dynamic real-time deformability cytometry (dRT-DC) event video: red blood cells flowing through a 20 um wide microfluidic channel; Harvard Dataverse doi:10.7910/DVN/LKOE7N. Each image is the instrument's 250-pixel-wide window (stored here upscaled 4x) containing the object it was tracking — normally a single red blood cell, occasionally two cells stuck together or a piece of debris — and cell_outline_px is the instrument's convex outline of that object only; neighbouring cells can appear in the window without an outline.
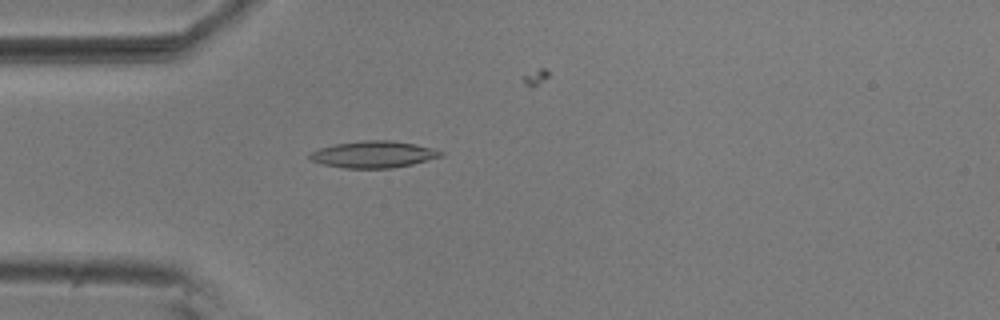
{"species": "common noctule bat (a hibernating species)", "species_latin": "Nyctalus noctula", "temperature_condition": "room temperature", "stored_images_in_passage": 6, "camera_frame_rate_fps": 3000, "um_per_image_px": 0.085, "animal": {"sex": "male", "body_mass_g": 20.5, "forearm_length_mm": 52.5}, "frame": {"image": 1, "passage_image": 5, "time_ms": 1.333, "image_size_px": [1000, 320], "cell_outline_px": [[444, 156], [412, 164], [392, 168], [344, 168], [324, 164], [312, 160], [308, 156], [308, 152], [320, 148], [336, 144], [364, 140], [392, 140], [412, 144], [444, 152]], "centroid_in_image_um": [31.72, 13.13], "position_along_channel_um": 53.3, "area_um2": 20.17}}